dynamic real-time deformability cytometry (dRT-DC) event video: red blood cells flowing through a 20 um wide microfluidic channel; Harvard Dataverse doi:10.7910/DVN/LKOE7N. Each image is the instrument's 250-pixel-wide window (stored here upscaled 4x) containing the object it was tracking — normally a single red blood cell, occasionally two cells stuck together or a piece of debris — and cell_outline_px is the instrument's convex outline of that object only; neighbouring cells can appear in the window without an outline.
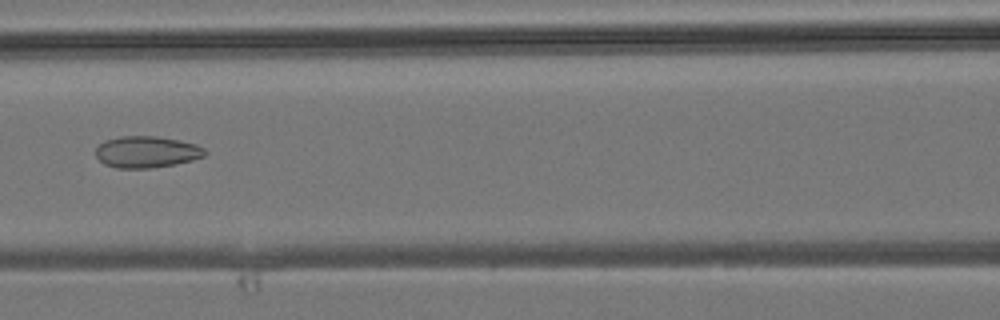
{"species": "common noctule bat (a hibernating species)", "species_latin": "Nyctalus noctula", "temperature_condition": "room temperature", "stored_images_in_passage": 6, "camera_frame_rate_fps": 3000, "um_per_image_px": 0.085, "animal": {"sex": "male", "body_mass_g": 19.2, "forearm_length_mm": 51.8}, "frame": {"image": 1, "passage_image": 6, "time_ms": 5.667, "image_size_px": [1000, 320], "cell_outline_px": [[208, 152], [204, 156], [192, 160], [172, 164], [148, 168], [116, 168], [104, 164], [96, 156], [96, 148], [104, 140], [120, 136], [156, 136], [180, 140], [196, 144], [204, 148]], "centroid_in_image_um": [12.46, 12.9], "position_along_channel_um": 154.1, "area_um2": 20.06}}